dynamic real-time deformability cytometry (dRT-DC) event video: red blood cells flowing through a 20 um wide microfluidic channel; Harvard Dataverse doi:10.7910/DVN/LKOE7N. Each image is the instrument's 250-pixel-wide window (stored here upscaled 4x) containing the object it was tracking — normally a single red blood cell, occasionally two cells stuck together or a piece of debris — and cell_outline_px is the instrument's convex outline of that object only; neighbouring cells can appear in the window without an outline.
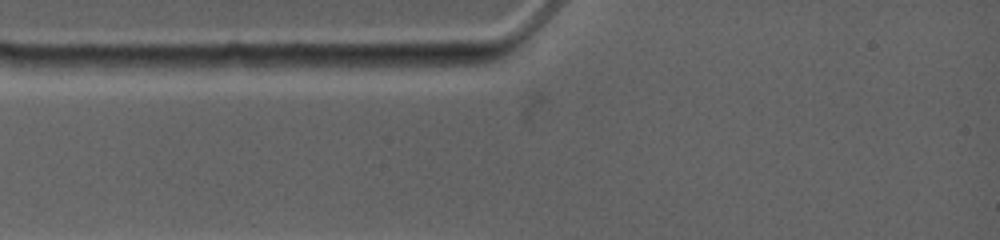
{"species": "common noctule bat (a hibernating species)", "species_latin": "Nyctalus noctula", "temperature_condition": "warm", "stored_images_in_passage": 1, "camera_frame_rate_fps": 4500, "um_per_image_px": 0.085, "animal": {"sex": "female", "body_mass_g": 19.0, "forearm_length_mm": 53.3}, "frame": {"image": 1, "passage_image": 1, "time_ms": 0.0, "image_size_px": [1000, 240], "cell_outline_px": [[476, 64], [380, 72], [348, 72], [328, 64], [324, 60], [324, 56], [468, 52], [476, 60]], "centroid_in_image_um": [33.89, 5.24], "position_along_channel_um": 51.1, "area_um2": 16.01}}